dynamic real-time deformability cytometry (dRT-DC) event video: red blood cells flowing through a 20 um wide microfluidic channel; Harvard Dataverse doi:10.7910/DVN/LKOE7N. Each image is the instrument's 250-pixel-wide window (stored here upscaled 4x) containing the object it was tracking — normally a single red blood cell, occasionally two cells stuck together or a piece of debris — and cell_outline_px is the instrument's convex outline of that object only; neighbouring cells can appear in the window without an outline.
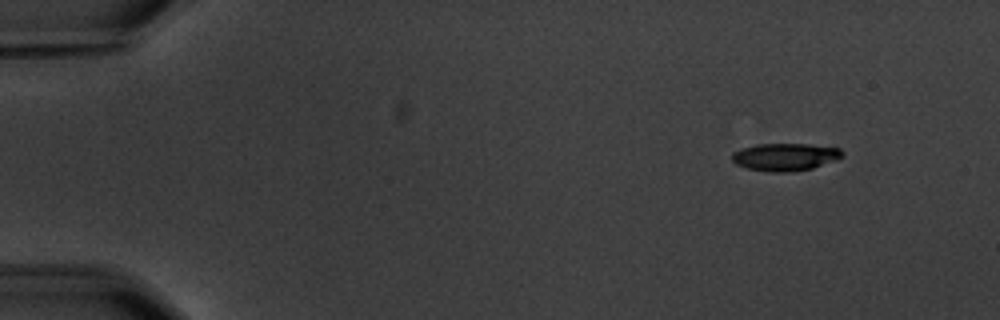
{"species": "common noctule bat (a hibernating species)", "species_latin": "Nyctalus noctula", "temperature_condition": "warm", "stored_images_in_passage": 6, "segment_of_instrument_passage": [2, 2], "camera_frame_rate_fps": 3000, "um_per_image_px": 0.085, "animal": {"sex": "male", "body_mass_g": 20.1, "forearm_length_mm": 53.5}, "frame": {"image": 1, "passage_image": 6, "time_ms": 6.667, "image_size_px": [1000, 320], "cell_outline_px": [[844, 156], [836, 160], [812, 168], [792, 172], [772, 172], [748, 168], [736, 164], [732, 160], [732, 152], [740, 148], [756, 144], [808, 144], [840, 148], [844, 152]], "centroid_in_image_um": [66.74, 13.33], "position_along_channel_um": 18.3, "area_um2": 17.8}}